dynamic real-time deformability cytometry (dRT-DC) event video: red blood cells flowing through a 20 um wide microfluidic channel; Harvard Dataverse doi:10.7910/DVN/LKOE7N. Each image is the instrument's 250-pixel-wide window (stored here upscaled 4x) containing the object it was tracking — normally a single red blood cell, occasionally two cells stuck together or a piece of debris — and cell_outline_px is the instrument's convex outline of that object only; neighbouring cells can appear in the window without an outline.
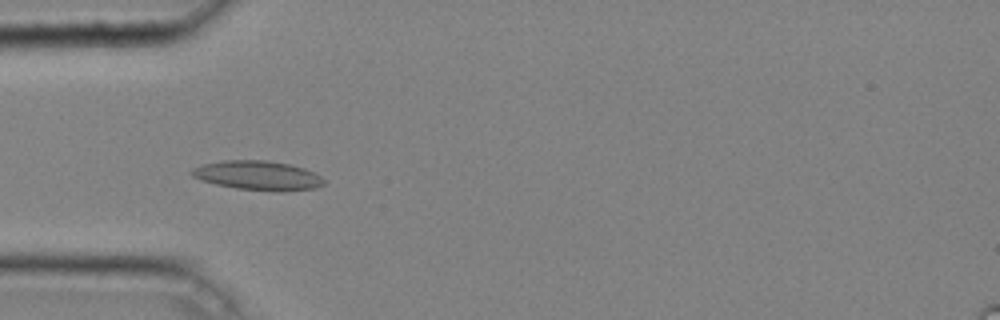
{"species": "common noctule bat (a hibernating species)", "species_latin": "Nyctalus noctula", "temperature_condition": "cold", "stored_images_in_passage": 7, "camera_frame_rate_fps": 3000, "um_per_image_px": 0.085, "animal": {"sex": "male", "body_mass_g": 20.4}, "frame": {"image": 1, "passage_image": 4, "time_ms": 1.0, "image_size_px": [1000, 320], "cell_outline_px": [[324, 184], [316, 188], [280, 192], [276, 192], [236, 188], [216, 184], [200, 180], [192, 176], [188, 172], [192, 168], [204, 164], [220, 160], [264, 160], [288, 164], [304, 168], [320, 176], [324, 180]], "centroid_in_image_um": [21.88, 14.92], "position_along_channel_um": 63.1, "area_um2": 22.66}}
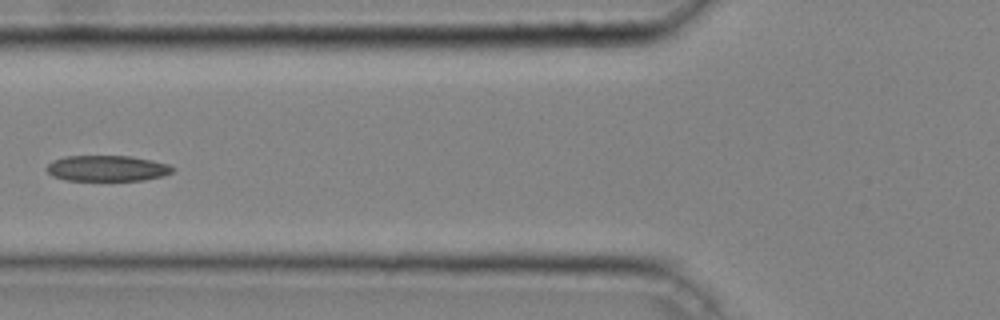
{"frame": {"image": 2, "passage_image": 5, "time_ms": 1.333, "image_size_px": [1000, 320], "cell_outline_px": [[176, 168], [172, 172], [164, 176], [144, 180], [64, 180], [52, 176], [44, 168], [52, 160], [64, 156], [132, 156], [152, 160], [168, 164]], "centroid_in_image_um": [9.1, 14.3], "position_along_channel_um": 116.7, "area_um2": 19.13}}